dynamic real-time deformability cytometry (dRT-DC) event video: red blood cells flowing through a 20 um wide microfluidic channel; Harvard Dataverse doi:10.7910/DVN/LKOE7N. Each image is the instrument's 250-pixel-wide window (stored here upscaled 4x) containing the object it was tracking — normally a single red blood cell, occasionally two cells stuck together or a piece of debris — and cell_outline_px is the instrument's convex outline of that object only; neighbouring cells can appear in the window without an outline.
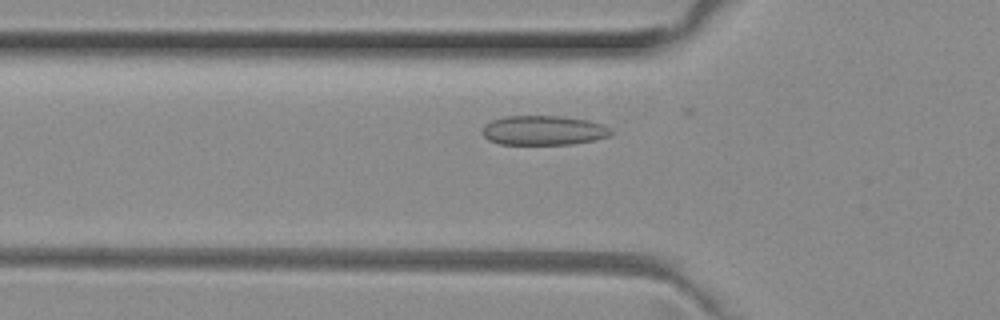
{"species": "common noctule bat (a hibernating species)", "species_latin": "Nyctalus noctula", "temperature_condition": "room temperature", "stored_images_in_passage": 31, "camera_frame_rate_fps": 3000, "um_per_image_px": 0.085, "animal": {"sex": "female", "body_mass_g": 29.2, "forearm_length_mm": 56.3}, "frame": {"image": 1, "passage_image": 3, "time_ms": 0.667, "image_size_px": [1000, 320], "cell_outline_px": [[616, 132], [608, 136], [596, 140], [572, 144], [500, 144], [488, 140], [480, 132], [484, 124], [492, 120], [504, 116], [560, 116], [588, 120], [604, 124]], "centroid_in_image_um": [46.21, 11.08], "position_along_channel_um": 79.6, "area_um2": 22.43}}
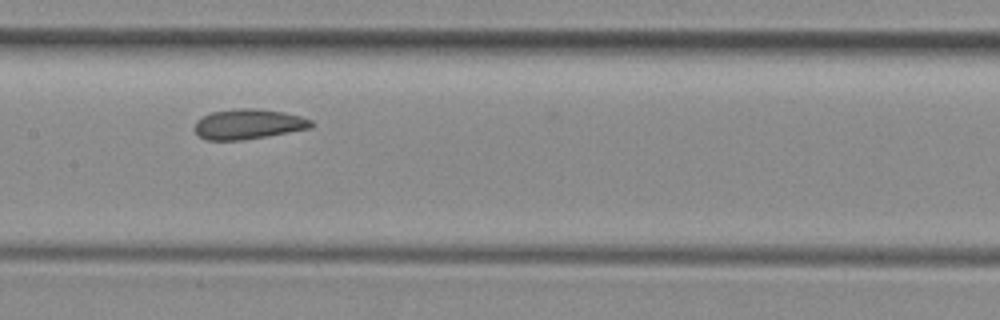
{"frame": {"image": 2, "passage_image": 11, "time_ms": 3.333, "image_size_px": [1000, 320], "cell_outline_px": [[316, 124], [312, 128], [244, 140], [208, 140], [200, 136], [192, 128], [196, 120], [212, 112], [232, 108], [256, 108], [284, 112], [300, 116], [312, 120]], "centroid_in_image_um": [21.12, 10.54], "position_along_channel_um": 186.3, "area_um2": 20.69}}
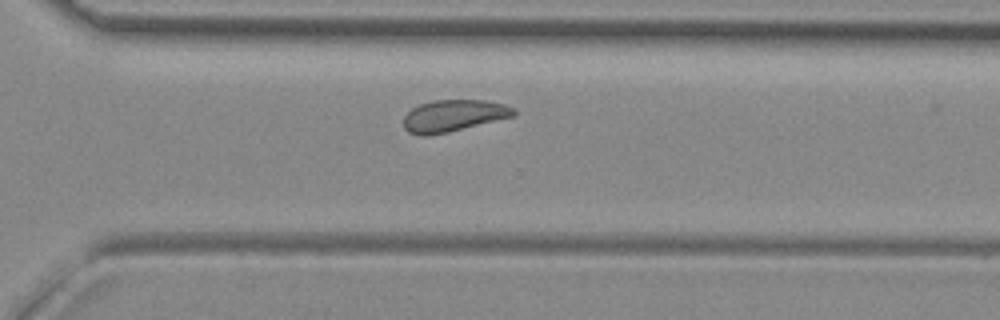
{"frame": {"image": 3, "passage_image": 22, "time_ms": 7.0, "image_size_px": [1000, 320], "cell_outline_px": [[516, 116], [448, 132], [424, 136], [420, 136], [408, 132], [404, 128], [404, 116], [412, 108], [420, 104], [432, 100], [484, 100], [504, 104], [516, 108]], "centroid_in_image_um": [38.57, 9.83], "position_along_channel_um": 332.0, "area_um2": 20.52}, "authors_computed_cell_mechanics": {"area_um2": 20.0566, "velocity_mm_per_s": 3.9847, "shape_relaxation_time_tau1_ms": 6.1087, "shape_relaxation_time_tau2_ms": 1.9874, "deformation_change_tau1": 0.087, "deformation_change_tau2": 0.0591}}